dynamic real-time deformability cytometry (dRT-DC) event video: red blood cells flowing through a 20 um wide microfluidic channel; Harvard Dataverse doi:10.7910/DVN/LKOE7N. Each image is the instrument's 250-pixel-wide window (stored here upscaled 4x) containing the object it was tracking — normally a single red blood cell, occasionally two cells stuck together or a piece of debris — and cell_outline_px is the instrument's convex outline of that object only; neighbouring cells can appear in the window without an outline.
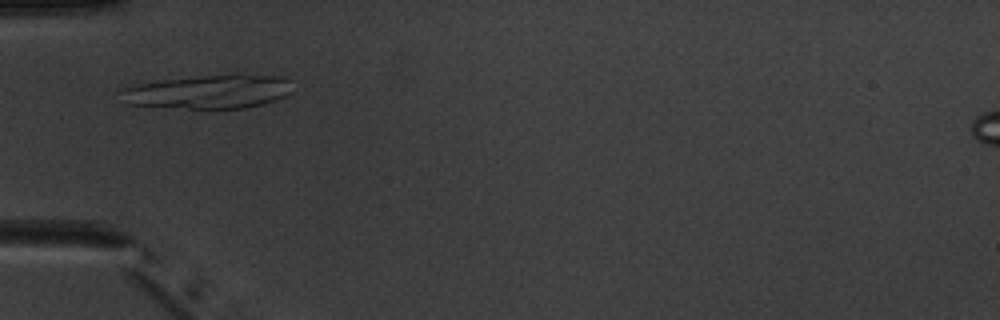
{"species": "common noctule bat (a hibernating species)", "species_latin": "Nyctalus noctula", "temperature_condition": "warm", "stored_images_in_passage": 2, "camera_frame_rate_fps": 3000, "um_per_image_px": 0.085, "animal": {"sex": "male", "body_mass_g": 20.1, "forearm_length_mm": 53.5}, "frame": {"image": 1, "passage_image": 2, "time_ms": 2.0, "image_size_px": [1000, 320], "cell_outline_px": [[292, 92], [276, 100], [264, 104], [244, 108], [212, 112], [128, 104], [120, 92], [120, 88], [132, 84], [164, 80], [232, 72], [236, 72], [284, 76], [288, 80]], "centroid_in_image_um": [17.78, 7.81], "position_along_channel_um": 67.2, "area_um2": 35.66}}